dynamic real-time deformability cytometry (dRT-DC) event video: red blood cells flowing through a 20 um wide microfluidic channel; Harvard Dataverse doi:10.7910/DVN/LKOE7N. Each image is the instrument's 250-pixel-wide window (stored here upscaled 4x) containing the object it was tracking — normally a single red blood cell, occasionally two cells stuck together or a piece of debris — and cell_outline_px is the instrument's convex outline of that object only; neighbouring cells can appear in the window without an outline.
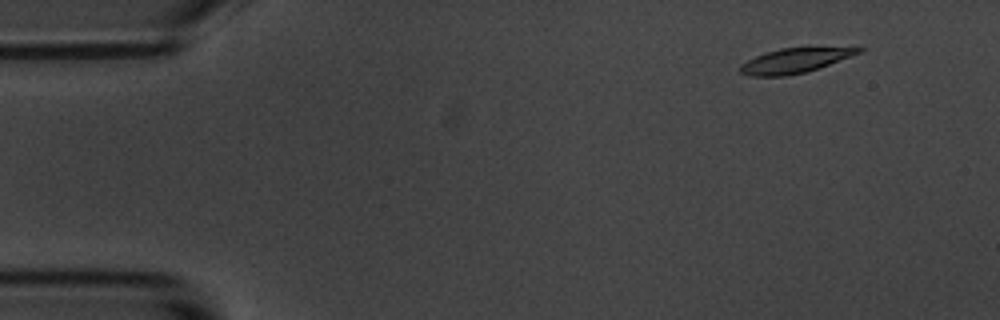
{"species": "common noctule bat (a hibernating species)", "species_latin": "Nyctalus noctula", "temperature_condition": "room temperature", "stored_images_in_passage": 56, "camera_frame_rate_fps": 3000, "um_per_image_px": 0.085, "animal": {"sex": "male", "body_mass_g": 20.1, "forearm_length_mm": 53.5}, "frame": {"image": 1, "passage_image": 5, "time_ms": 1.333, "image_size_px": [1000, 320], "cell_outline_px": [[868, 48], [860, 52], [828, 64], [804, 72], [788, 76], [748, 76], [740, 72], [740, 64], [764, 52], [780, 48], [816, 44], [860, 44]], "centroid_in_image_um": [67.77, 5.03], "position_along_channel_um": 17.2, "area_um2": 18.44}}
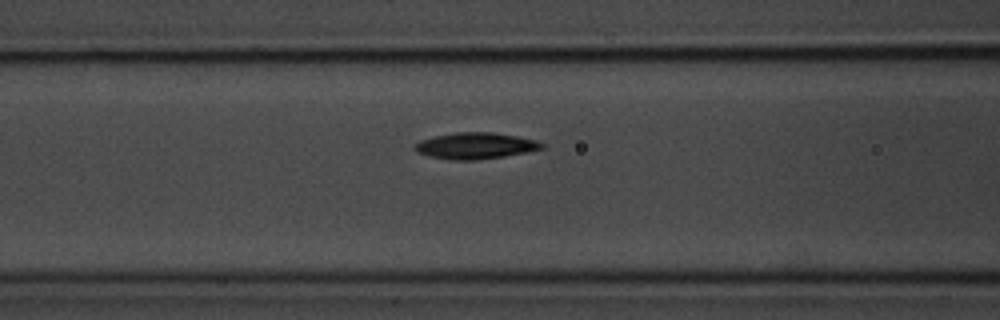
{"frame": {"image": 2, "passage_image": 22, "time_ms": 7.0, "image_size_px": [1000, 320], "cell_outline_px": [[544, 148], [504, 156], [476, 160], [456, 160], [428, 156], [416, 152], [412, 148], [412, 144], [420, 140], [432, 136], [456, 132], [492, 132], [516, 136], [536, 140], [544, 144]], "centroid_in_image_um": [40.33, 12.38], "position_along_channel_um": 126.3, "area_um2": 19.54}}
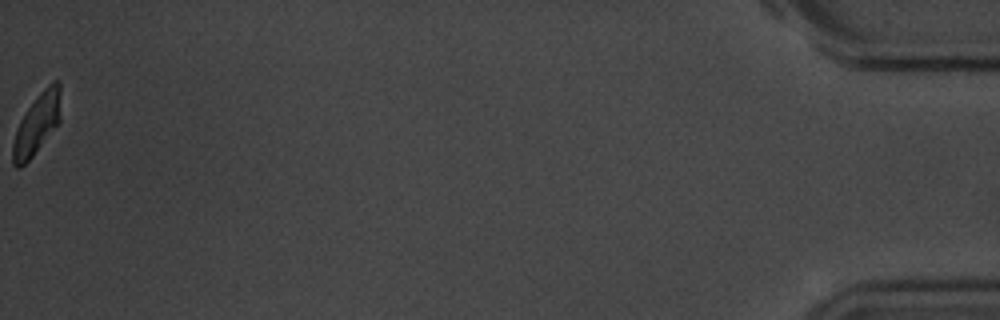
{"frame": {"image": 3, "passage_image": 56, "time_ms": 18.333, "image_size_px": [1000, 320], "cell_outline_px": [[60, 120], [32, 156], [20, 168], [16, 168], [12, 164], [12, 144], [20, 120], [28, 108], [40, 92], [52, 80], [60, 80]], "centroid_in_image_um": [3.13, 10.52], "position_along_channel_um": 432.1, "area_um2": 16.65}, "authors_computed_cell_mechanics": {"area_um2": 18.496, "velocity_mm_per_s": 3.5827, "shape_relaxation_time_tau1_ms": 2.4424, "shape_relaxation_time_tau2_ms": null, "deformation_change_tau1": 0.1128, "deformation_change_tau2": null}}